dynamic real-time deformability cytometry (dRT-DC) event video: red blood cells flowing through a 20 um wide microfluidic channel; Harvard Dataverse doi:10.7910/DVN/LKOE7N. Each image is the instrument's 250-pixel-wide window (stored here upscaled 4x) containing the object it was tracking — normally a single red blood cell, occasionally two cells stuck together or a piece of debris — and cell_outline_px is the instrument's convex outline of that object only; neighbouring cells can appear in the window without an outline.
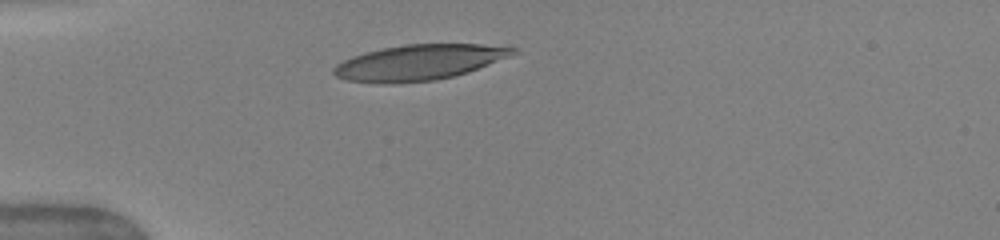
{"species": "human", "species_latin": "Homo sapiens", "temperature_condition": "warm", "stored_images_in_passage": 37, "camera_frame_rate_fps": 3000, "um_per_image_px": 0.085, "donor": {"sex": "female"}, "frame": {"image": 1, "passage_image": 1, "time_ms": 0.0, "image_size_px": [1000, 240], "cell_outline_px": [[520, 52], [512, 56], [468, 72], [436, 80], [380, 84], [344, 80], [336, 76], [332, 72], [332, 68], [336, 64], [352, 56], [384, 48], [404, 44], [480, 44], [516, 48]], "centroid_in_image_um": [35.62, 5.31], "position_along_channel_um": 49.4, "area_um2": 37.11}}
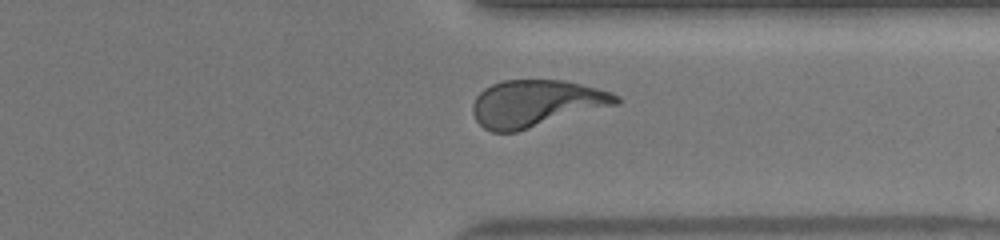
{"frame": {"image": 2, "passage_image": 26, "time_ms": 8.333, "image_size_px": [1000, 240], "cell_outline_px": [[620, 104], [516, 132], [492, 132], [484, 128], [476, 120], [472, 112], [472, 104], [476, 96], [484, 88], [492, 84], [504, 80], [564, 80], [612, 92], [620, 96]], "centroid_in_image_um": [45.57, 8.79], "position_along_channel_um": 365.8, "area_um2": 39.36}}
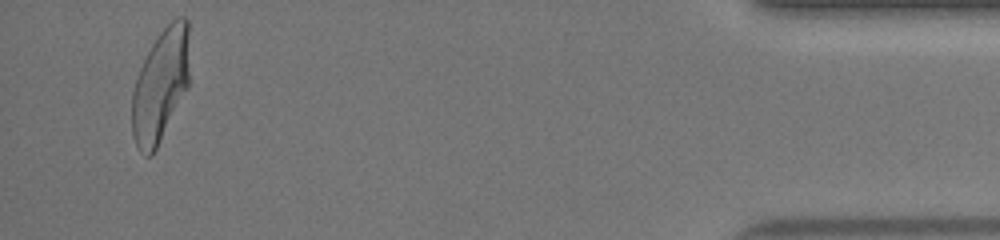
{"frame": {"image": 3, "passage_image": 35, "time_ms": 11.333, "image_size_px": [1000, 240], "cell_outline_px": [[188, 88], [152, 156], [144, 156], [140, 152], [132, 136], [132, 92], [140, 68], [152, 44], [160, 32], [176, 16], [184, 16], [188, 20]], "centroid_in_image_um": [13.64, 7.27], "position_along_channel_um": 421.6, "area_um2": 37.63}}